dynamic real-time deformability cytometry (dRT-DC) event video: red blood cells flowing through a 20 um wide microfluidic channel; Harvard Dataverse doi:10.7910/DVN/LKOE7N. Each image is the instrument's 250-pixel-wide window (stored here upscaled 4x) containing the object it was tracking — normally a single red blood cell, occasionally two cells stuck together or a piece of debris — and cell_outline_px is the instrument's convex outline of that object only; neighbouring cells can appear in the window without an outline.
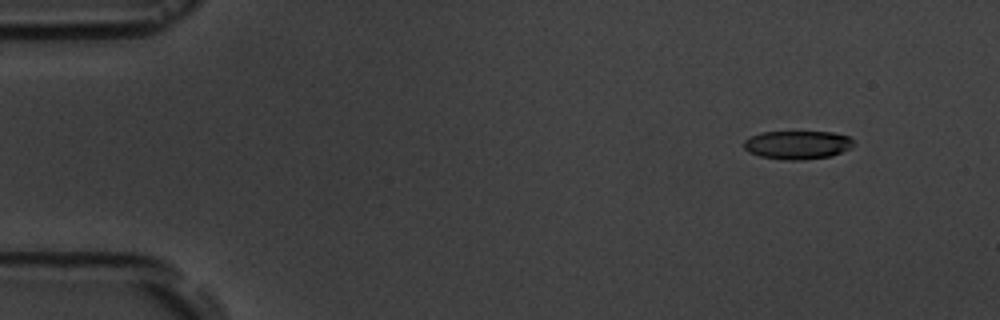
{"species": "common noctule bat (a hibernating species)", "species_latin": "Nyctalus noctula", "temperature_condition": "room temperature", "stored_images_in_passage": 5, "camera_frame_rate_fps": 3000, "um_per_image_px": 0.085, "animal": {"sex": "male", "body_mass_g": 19.5, "forearm_length_mm": 54.6}, "frame": {"image": 1, "passage_image": 2, "time_ms": 1.0, "image_size_px": [1000, 320], "cell_outline_px": [[856, 144], [852, 148], [832, 156], [804, 160], [784, 160], [760, 156], [748, 152], [744, 148], [744, 140], [760, 132], [832, 132], [848, 136]], "centroid_in_image_um": [67.81, 12.32], "position_along_channel_um": 17.2, "area_um2": 18.38}}
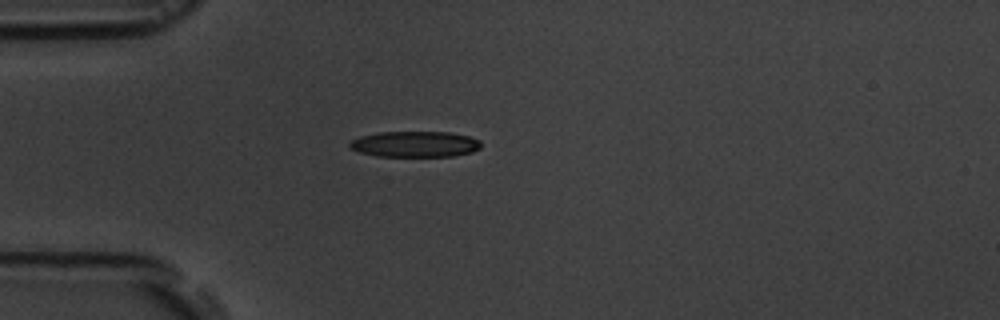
{"frame": {"image": 2, "passage_image": 5, "time_ms": 4.333, "image_size_px": [1000, 320], "cell_outline_px": [[480, 148], [472, 152], [456, 156], [376, 156], [360, 152], [348, 148], [348, 144], [352, 140], [360, 136], [380, 132], [448, 132], [468, 136], [480, 140]], "centroid_in_image_um": [35.26, 12.25], "position_along_channel_um": 49.7, "area_um2": 19.83}}